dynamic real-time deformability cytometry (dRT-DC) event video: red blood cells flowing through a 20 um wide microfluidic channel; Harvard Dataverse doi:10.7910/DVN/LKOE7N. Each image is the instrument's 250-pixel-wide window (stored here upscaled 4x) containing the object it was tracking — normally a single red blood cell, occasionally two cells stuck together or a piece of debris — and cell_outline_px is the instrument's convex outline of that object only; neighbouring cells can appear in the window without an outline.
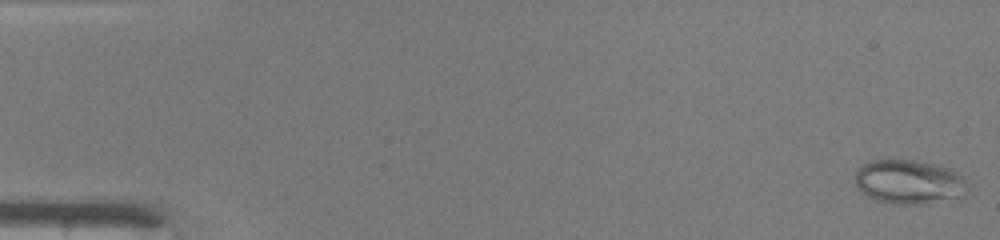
{"species": "common noctule bat (a hibernating species)", "species_latin": "Nyctalus noctula", "temperature_condition": "warm", "stored_images_in_passage": 48, "camera_frame_rate_fps": 3000, "um_per_image_px": 0.085, "animal": {"sex": "male", "body_mass_g": 19.0, "forearm_length_mm": 50.8}, "frame": {"image": 1, "passage_image": 1, "time_ms": 0.0, "image_size_px": [1000, 240], "cell_outline_px": [[964, 180], [960, 200], [916, 204], [896, 204], [876, 200], [868, 196], [856, 184], [856, 172], [864, 164], [872, 160], [916, 160], [936, 164], [948, 168], [956, 172]], "centroid_in_image_um": [77.27, 15.47], "position_along_channel_um": 7.7, "area_um2": 28.55}}
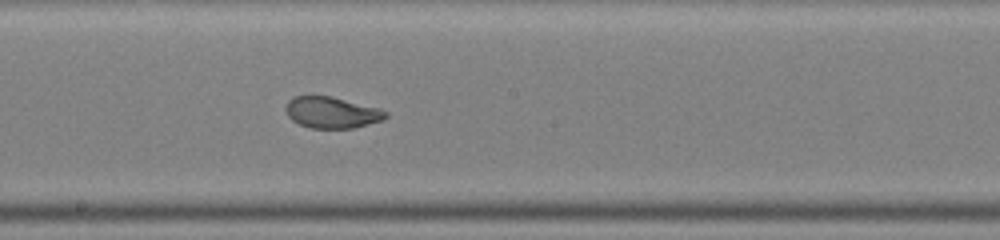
{"frame": {"image": 2, "passage_image": 27, "time_ms": 8.667, "image_size_px": [1000, 240], "cell_outline_px": [[388, 116], [384, 120], [352, 128], [312, 128], [300, 124], [292, 120], [288, 116], [284, 108], [288, 100], [292, 96], [332, 96], [380, 108], [388, 112]], "centroid_in_image_um": [28.21, 9.55], "position_along_channel_um": 220.0, "area_um2": 18.38}}
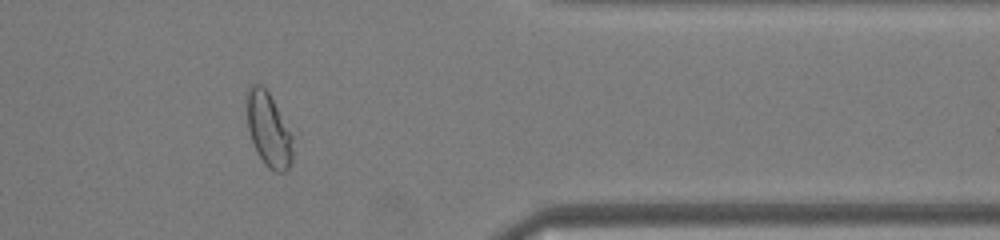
{"frame": {"image": 3, "passage_image": 40, "time_ms": 13.0, "image_size_px": [1000, 240], "cell_outline_px": [[292, 160], [288, 168], [284, 172], [276, 172], [268, 168], [264, 164], [252, 140], [248, 128], [248, 88], [252, 84], [260, 84], [268, 92], [292, 136]], "centroid_in_image_um": [22.84, 11.06], "position_along_channel_um": 388.6, "area_um2": 19.07}, "authors_computed_cell_mechanics": {"area_um2": 21.5305, "velocity_mm_per_s": 4.2252, "shape_relaxation_time_tau1_ms": 9.6684, "shape_relaxation_time_tau2_ms": null, "deformation_change_tau1": 0.2817, "deformation_change_tau2": null}}